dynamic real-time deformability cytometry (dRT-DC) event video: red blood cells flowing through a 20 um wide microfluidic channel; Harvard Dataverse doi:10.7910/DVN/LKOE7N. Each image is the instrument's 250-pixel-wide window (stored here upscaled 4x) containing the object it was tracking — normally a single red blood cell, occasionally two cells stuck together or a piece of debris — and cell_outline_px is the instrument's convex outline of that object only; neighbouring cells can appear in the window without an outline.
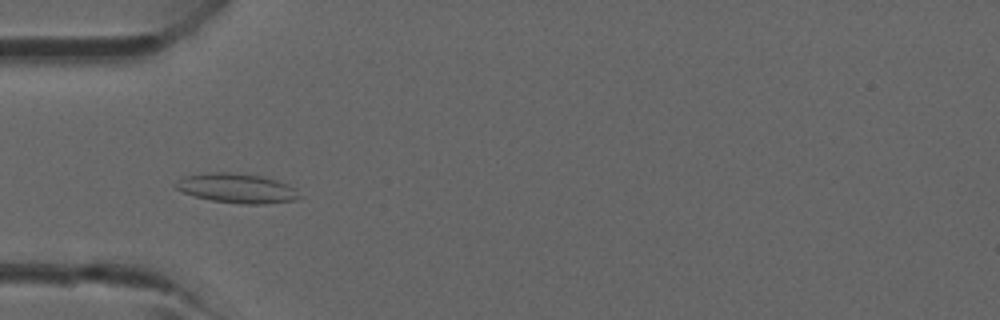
{"species": "common noctule bat (a hibernating species)", "species_latin": "Nyctalus noctula", "temperature_condition": "room temperature", "stored_images_in_passage": 2, "camera_frame_rate_fps": 3000, "um_per_image_px": 0.085, "animal": {"sex": "male", "forearm_length_mm": 52.5}, "frame": {"image": 1, "passage_image": 2, "time_ms": 1.0, "image_size_px": [1000, 320], "cell_outline_px": [[300, 196], [296, 200], [264, 204], [240, 204], [212, 200], [192, 196], [176, 188], [172, 184], [176, 180], [184, 176], [212, 172], [228, 172], [260, 176], [276, 180], [288, 184], [296, 188]], "centroid_in_image_um": [20.11, 16.0], "position_along_channel_um": 64.9, "area_um2": 21.33}}